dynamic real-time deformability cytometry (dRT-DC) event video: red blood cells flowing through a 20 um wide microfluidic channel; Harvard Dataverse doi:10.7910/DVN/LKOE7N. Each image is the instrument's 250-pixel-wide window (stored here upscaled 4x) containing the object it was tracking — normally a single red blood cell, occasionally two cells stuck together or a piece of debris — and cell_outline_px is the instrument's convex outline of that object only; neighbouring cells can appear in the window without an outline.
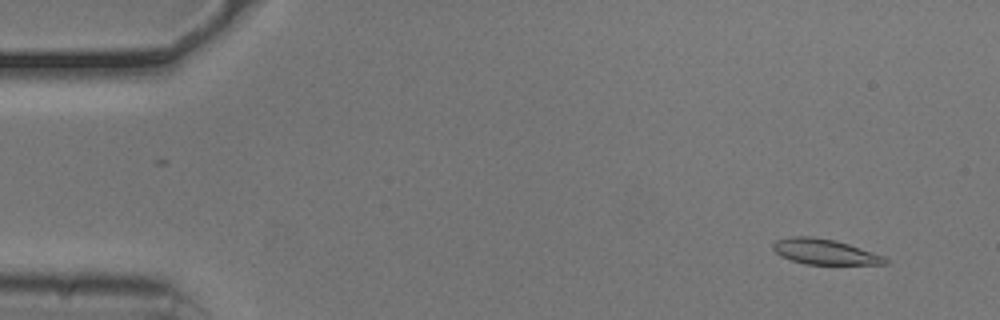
{"species": "common noctule bat (a hibernating species)", "species_latin": "Nyctalus noctula", "temperature_condition": "cold", "stored_images_in_passage": 53, "camera_frame_rate_fps": 3000, "um_per_image_px": 0.085, "animal": {"sex": "male", "body_mass_g": 20.5, "forearm_length_mm": 52.5}, "frame": {"image": 1, "passage_image": 4, "time_ms": 1.0, "image_size_px": [1000, 320], "cell_outline_px": [[888, 264], [804, 264], [780, 256], [772, 248], [772, 244], [776, 240], [792, 236], [812, 236], [836, 240], [884, 256], [888, 260]], "centroid_in_image_um": [70.07, 21.39], "position_along_channel_um": 14.9, "area_um2": 16.53}}
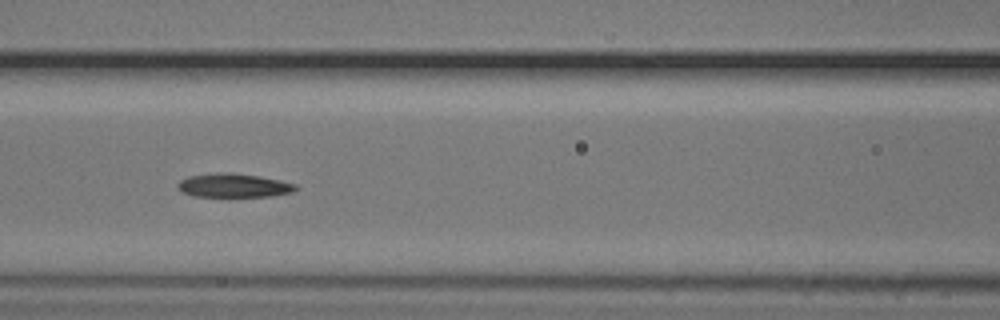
{"frame": {"image": 2, "passage_image": 23, "time_ms": 7.333, "image_size_px": [1000, 320], "cell_outline_px": [[296, 188], [292, 192], [272, 196], [228, 200], [196, 196], [180, 192], [176, 188], [176, 184], [180, 180], [188, 176], [216, 172], [228, 172], [260, 176], [280, 180], [296, 184]], "centroid_in_image_um": [19.8, 15.82], "position_along_channel_um": 146.8, "area_um2": 17.51}}
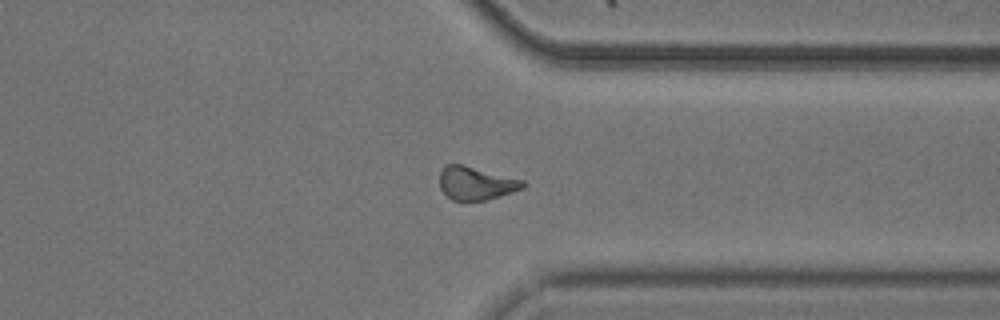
{"frame": {"image": 3, "passage_image": 41, "time_ms": 13.333, "image_size_px": [1000, 320], "cell_outline_px": [[528, 184], [524, 188], [500, 196], [484, 200], [452, 200], [440, 188], [440, 172], [444, 164], [464, 164], [524, 180]], "centroid_in_image_um": [40.48, 15.55], "position_along_channel_um": 370.9, "area_um2": 16.24}, "authors_computed_cell_mechanics": {"area_um2": 16.7042, "velocity_mm_per_s": 3.7665, "shape_relaxation_time_tau1_ms": null, "shape_relaxation_time_tau2_ms": 5.0609, "deformation_change_tau1": null, "deformation_change_tau2": 0.1397}}